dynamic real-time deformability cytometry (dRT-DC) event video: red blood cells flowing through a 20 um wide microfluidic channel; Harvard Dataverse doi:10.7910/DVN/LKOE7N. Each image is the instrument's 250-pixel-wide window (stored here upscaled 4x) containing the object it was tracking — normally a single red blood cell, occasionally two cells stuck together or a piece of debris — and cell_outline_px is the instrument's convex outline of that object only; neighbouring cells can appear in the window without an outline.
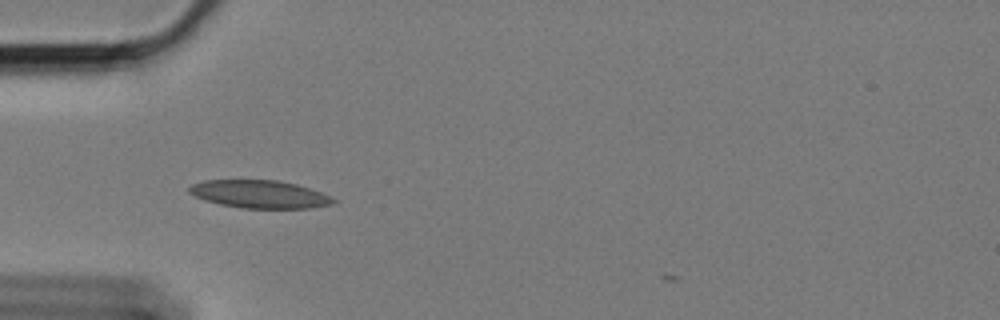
{"species": "Egyptian fruit bat (a non-hibernating species)", "species_latin": "Rousettus aegyptiacus", "temperature_condition": "cold", "stored_images_in_passage": 38, "camera_frame_rate_fps": 3000, "um_per_image_px": 0.085, "animal": {"sex": "female"}, "frame": {"image": 1, "passage_image": 2, "time_ms": 0.333, "image_size_px": [1000, 320], "cell_outline_px": [[336, 200], [332, 204], [308, 208], [240, 208], [220, 204], [204, 200], [188, 192], [188, 188], [192, 184], [204, 180], [276, 180], [296, 184], [332, 196]], "centroid_in_image_um": [22.04, 16.5], "position_along_channel_um": 63.0, "area_um2": 23.29}}
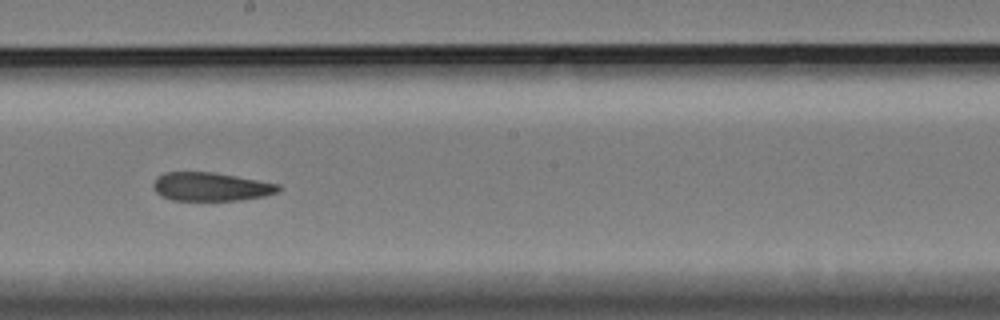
{"frame": {"image": 2, "passage_image": 17, "time_ms": 5.333, "image_size_px": [1000, 320], "cell_outline_px": [[280, 188], [276, 192], [264, 196], [240, 200], [172, 200], [160, 196], [152, 188], [152, 184], [156, 176], [164, 172], [216, 172], [280, 184]], "centroid_in_image_um": [17.87, 15.86], "position_along_channel_um": 230.3, "area_um2": 20.98}}
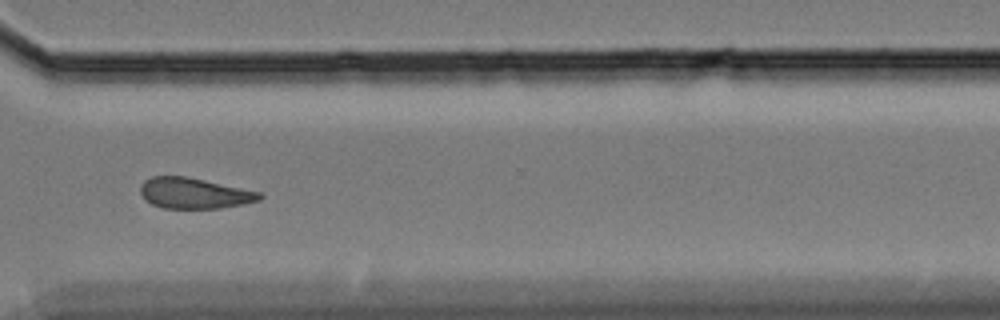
{"frame": {"image": 3, "passage_image": 28, "time_ms": 9.0, "image_size_px": [1000, 320], "cell_outline_px": [[264, 196], [260, 200], [220, 208], [164, 208], [152, 204], [144, 200], [140, 192], [140, 184], [144, 180], [152, 176], [184, 176], [204, 180], [260, 192]], "centroid_in_image_um": [16.46, 16.42], "position_along_channel_um": 354.1, "area_um2": 21.21}}